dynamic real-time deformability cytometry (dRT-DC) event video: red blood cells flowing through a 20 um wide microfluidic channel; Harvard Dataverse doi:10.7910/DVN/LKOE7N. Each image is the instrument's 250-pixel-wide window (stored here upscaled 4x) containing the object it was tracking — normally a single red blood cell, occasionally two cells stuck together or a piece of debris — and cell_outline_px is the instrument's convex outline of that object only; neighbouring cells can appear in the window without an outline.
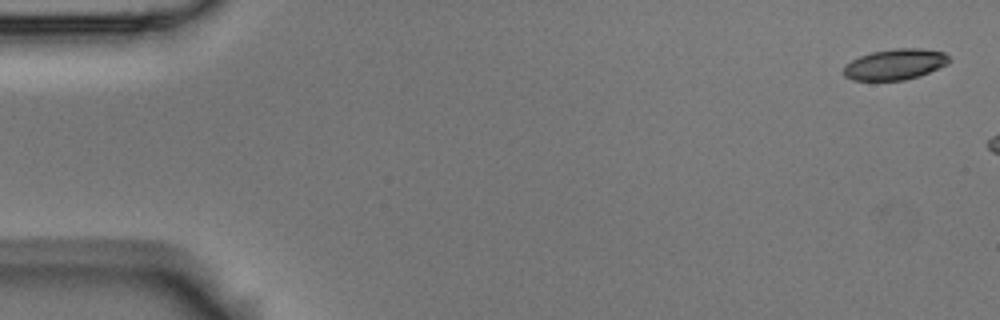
{"species": "Egyptian fruit bat (a non-hibernating species)", "species_latin": "Rousettus aegyptiacus", "temperature_condition": "room temperature", "stored_images_in_passage": 3, "camera_frame_rate_fps": 3000, "um_per_image_px": 0.085, "animal": {"sex": "male"}, "frame": {"image": 1, "passage_image": 1, "time_ms": 0.0, "image_size_px": [1000, 320], "cell_outline_px": [[952, 60], [948, 64], [928, 72], [904, 80], [852, 80], [844, 76], [844, 64], [860, 56], [872, 52], [896, 48], [920, 48], [944, 52]], "centroid_in_image_um": [76.08, 5.46], "position_along_channel_um": 8.9, "area_um2": 18.84}}